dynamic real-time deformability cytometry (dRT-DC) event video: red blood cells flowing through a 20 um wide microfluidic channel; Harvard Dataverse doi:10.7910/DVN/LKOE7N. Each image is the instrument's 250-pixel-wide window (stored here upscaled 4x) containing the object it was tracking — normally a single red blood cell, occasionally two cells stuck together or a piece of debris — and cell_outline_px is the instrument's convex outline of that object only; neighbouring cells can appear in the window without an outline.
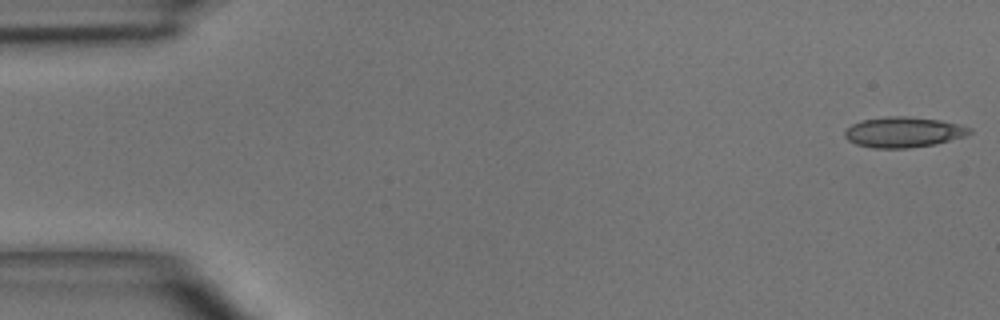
{"species": "common noctule bat (a hibernating species)", "species_latin": "Nyctalus noctula", "temperature_condition": "room temperature", "stored_images_in_passage": 5, "camera_frame_rate_fps": 3000, "um_per_image_px": 0.085, "animal": {"sex": "male", "body_mass_g": 15.6}, "frame": {"image": 1, "passage_image": 1, "time_ms": 0.0, "image_size_px": [1000, 320], "cell_outline_px": [[972, 132], [964, 136], [936, 144], [908, 148], [872, 148], [856, 144], [848, 140], [844, 136], [844, 132], [852, 124], [864, 120], [884, 116], [904, 116], [940, 120], [960, 124], [972, 128]], "centroid_in_image_um": [76.8, 11.23], "position_along_channel_um": 8.2, "area_um2": 22.14}}